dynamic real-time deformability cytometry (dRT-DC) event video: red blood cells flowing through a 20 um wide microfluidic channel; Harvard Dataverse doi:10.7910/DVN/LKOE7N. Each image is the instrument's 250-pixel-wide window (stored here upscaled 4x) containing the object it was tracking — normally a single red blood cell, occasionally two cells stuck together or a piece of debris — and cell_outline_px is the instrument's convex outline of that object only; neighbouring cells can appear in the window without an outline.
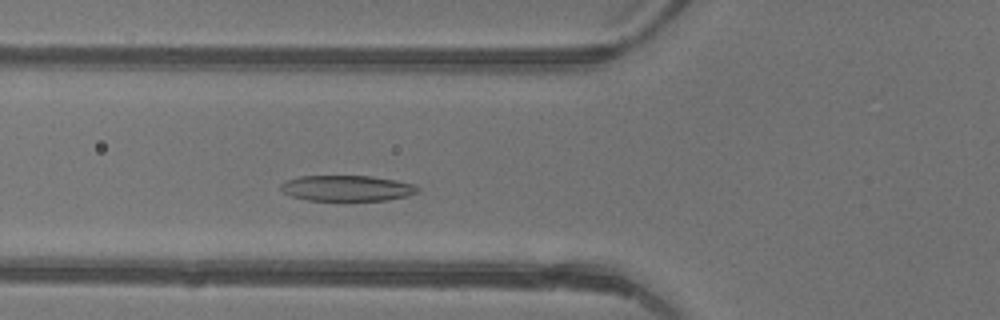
{"species": "common noctule bat (a hibernating species)", "species_latin": "Nyctalus noctula", "temperature_condition": "warm", "stored_images_in_passage": 40, "camera_frame_rate_fps": 3000, "um_per_image_px": 0.085, "animal": {"sex": "female"}, "frame": {"image": 1, "passage_image": 11, "time_ms": 3.333, "image_size_px": [1000, 320], "cell_outline_px": [[420, 192], [408, 196], [388, 200], [308, 200], [292, 196], [284, 192], [280, 188], [280, 184], [284, 180], [300, 176], [372, 176], [396, 180], [416, 184], [420, 188]], "centroid_in_image_um": [29.54, 15.99], "position_along_channel_um": 96.3, "area_um2": 20.69}}
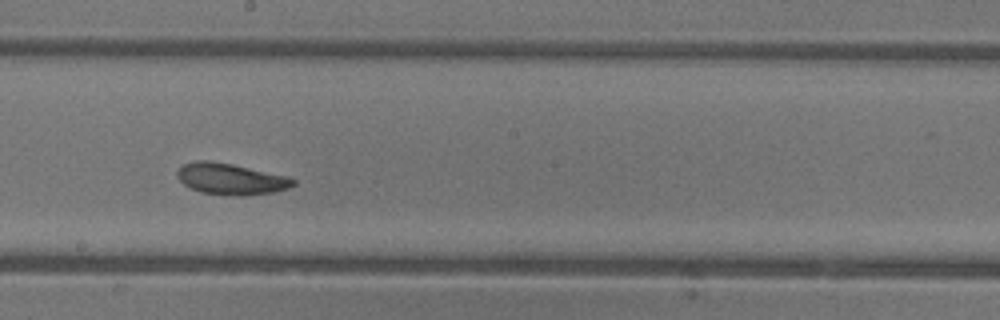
{"frame": {"image": 2, "passage_image": 20, "time_ms": 6.333, "image_size_px": [1000, 320], "cell_outline_px": [[296, 184], [288, 188], [276, 192], [244, 196], [236, 196], [200, 192], [184, 184], [180, 180], [176, 172], [184, 164], [196, 160], [208, 160], [232, 164], [284, 176], [296, 180]], "centroid_in_image_um": [19.62, 15.22], "position_along_channel_um": 228.6, "area_um2": 20.92}}
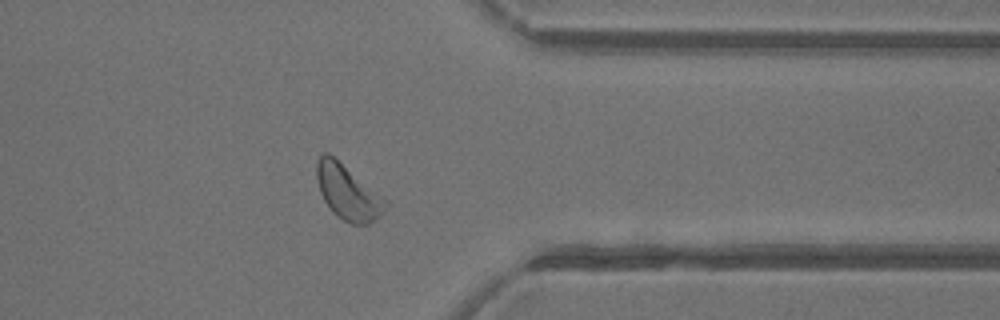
{"frame": {"image": 3, "passage_image": 31, "time_ms": 10.0, "image_size_px": [1000, 320], "cell_outline_px": [[388, 204], [368, 224], [352, 224], [336, 216], [332, 212], [324, 200], [320, 192], [316, 180], [316, 160], [324, 152], [328, 152], [388, 200]], "centroid_in_image_um": [29.51, 16.31], "position_along_channel_um": 381.9, "area_um2": 21.68}, "authors_computed_cell_mechanics": {"area_um2": 21.3282, "velocity_mm_per_s": 4.4012, "shape_relaxation_time_tau1_ms": 2.4674, "shape_relaxation_time_tau2_ms": 4.0908, "deformation_change_tau1": 0.1154, "deformation_change_tau2": 0.1155}}